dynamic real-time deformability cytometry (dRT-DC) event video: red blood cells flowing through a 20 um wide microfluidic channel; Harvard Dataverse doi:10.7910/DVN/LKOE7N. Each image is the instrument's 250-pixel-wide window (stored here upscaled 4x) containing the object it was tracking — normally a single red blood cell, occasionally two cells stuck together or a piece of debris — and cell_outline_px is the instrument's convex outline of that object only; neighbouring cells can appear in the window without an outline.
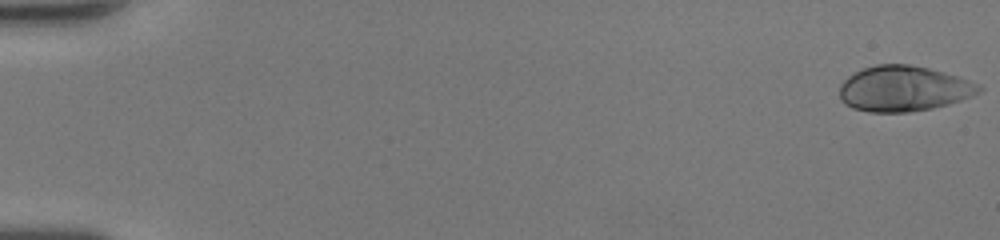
{"species": "human", "species_latin": "Homo sapiens", "temperature_condition": "room temperature", "stored_images_in_passage": 50, "camera_frame_rate_fps": 3000, "um_per_image_px": 0.085, "donor": {"sex": "female"}, "frame": {"image": 1, "passage_image": 1, "time_ms": 0.0, "image_size_px": [1000, 240], "cell_outline_px": [[984, 88], [980, 92], [972, 96], [948, 104], [932, 108], [908, 112], [868, 112], [852, 108], [844, 104], [840, 100], [840, 84], [848, 76], [864, 68], [876, 64], [908, 64], [928, 68], [956, 76], [968, 80]], "centroid_in_image_um": [76.77, 7.54], "position_along_channel_um": 8.2, "area_um2": 36.82}}
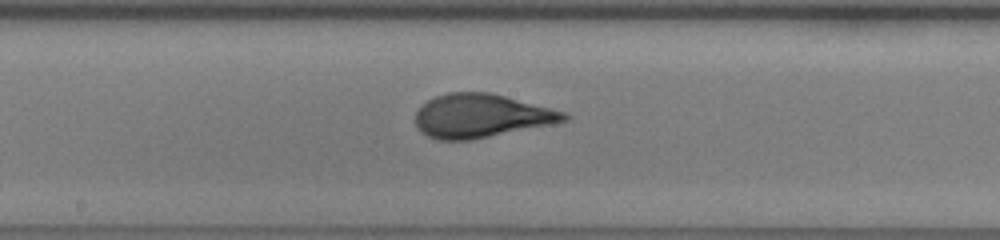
{"frame": {"image": 2, "passage_image": 28, "time_ms": 9.0, "image_size_px": [1000, 240], "cell_outline_px": [[572, 116], [568, 120], [552, 124], [468, 140], [440, 140], [428, 136], [420, 132], [416, 124], [416, 112], [428, 100], [436, 96], [448, 92], [488, 92], [504, 96], [564, 112]], "centroid_in_image_um": [40.87, 9.85], "position_along_channel_um": 207.3, "area_um2": 37.22}}
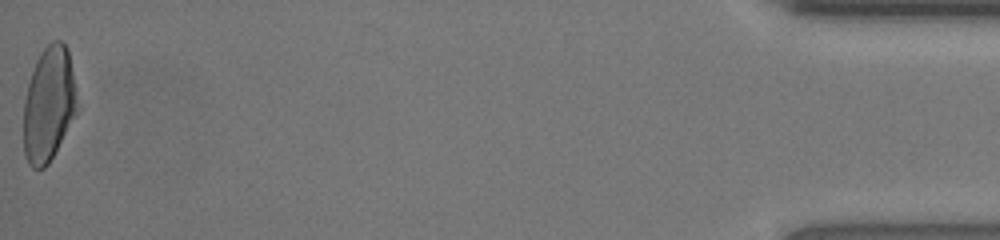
{"frame": {"image": 3, "passage_image": 50, "time_ms": 16.333, "image_size_px": [1000, 240], "cell_outline_px": [[80, 108], [48, 164], [44, 168], [32, 168], [28, 164], [24, 152], [24, 100], [28, 84], [36, 60], [40, 52], [52, 40], [60, 40], [68, 48]], "centroid_in_image_um": [4.17, 8.84], "position_along_channel_um": 431.0, "area_um2": 36.13}, "authors_computed_cell_mechanics": {"area_um2": 36.8186, "velocity_mm_per_s": 4.3041, "shape_relaxation_time_tau1_ms": 4.4959, "shape_relaxation_time_tau2_ms": null, "deformation_change_tau1": 0.2184, "deformation_change_tau2": null}}